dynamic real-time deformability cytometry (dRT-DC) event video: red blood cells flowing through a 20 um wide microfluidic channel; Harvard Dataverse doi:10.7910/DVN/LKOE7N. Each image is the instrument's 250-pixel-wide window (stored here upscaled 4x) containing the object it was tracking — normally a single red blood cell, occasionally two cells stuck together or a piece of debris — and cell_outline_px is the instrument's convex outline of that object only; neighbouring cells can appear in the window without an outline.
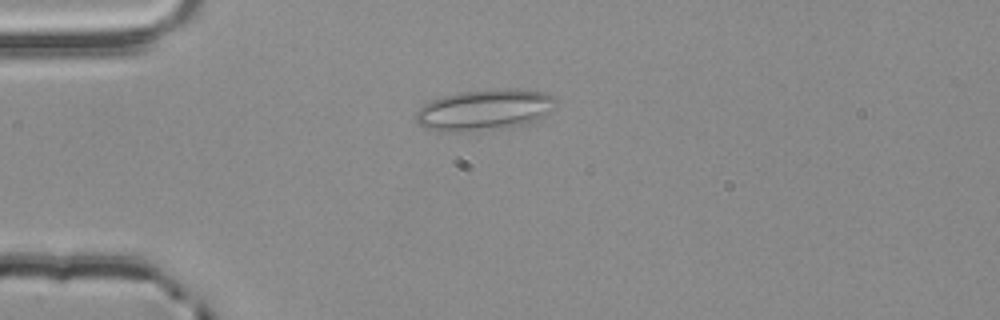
{"species": "common noctule bat (a hibernating species)", "species_latin": "Nyctalus noctula", "temperature_condition": "room temperature", "stored_images_in_passage": 4, "camera_frame_rate_fps": 3000, "um_per_image_px": 0.085, "animal": {"sex": "male", "body_mass_g": 20.4}, "frame": {"image": 1, "passage_image": 3, "time_ms": 0.667, "image_size_px": [1000, 320], "cell_outline_px": [[556, 100], [552, 112], [536, 120], [524, 124], [480, 132], [440, 132], [424, 128], [416, 120], [416, 112], [424, 104], [432, 100], [444, 96], [460, 92], [500, 88], [512, 88], [544, 92], [556, 96]], "centroid_in_image_um": [41.2, 9.35], "position_along_channel_um": 43.8, "area_um2": 33.99}}